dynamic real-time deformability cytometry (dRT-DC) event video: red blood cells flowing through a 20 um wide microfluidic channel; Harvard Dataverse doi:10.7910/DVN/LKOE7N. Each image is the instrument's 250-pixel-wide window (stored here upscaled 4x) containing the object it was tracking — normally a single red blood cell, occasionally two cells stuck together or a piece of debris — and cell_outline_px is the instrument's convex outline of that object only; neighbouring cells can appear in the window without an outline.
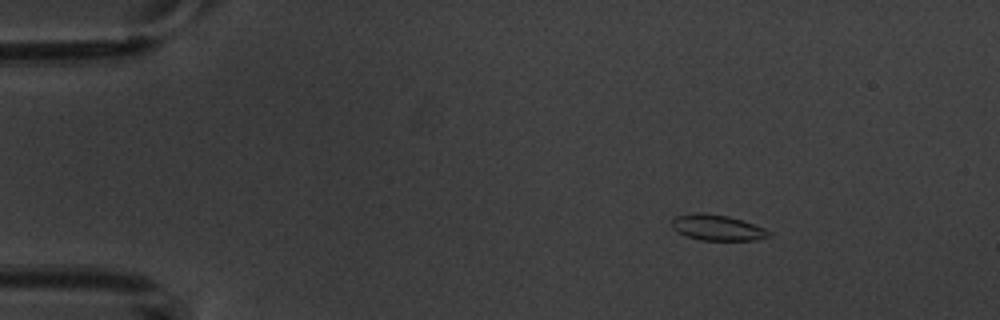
{"species": "common noctule bat (a hibernating species)", "species_latin": "Nyctalus noctula", "temperature_condition": "warm", "stored_images_in_passage": 3, "camera_frame_rate_fps": 3000, "um_per_image_px": 0.085, "animal": {"sex": "male", "body_mass_g": 20.1, "forearm_length_mm": 53.5}, "frame": {"image": 1, "passage_image": 1, "time_ms": 0.0, "image_size_px": [1000, 320], "cell_outline_px": [[772, 236], [756, 240], [700, 240], [688, 236], [672, 228], [672, 220], [676, 216], [696, 212], [704, 212], [728, 216], [764, 228], [772, 232]], "centroid_in_image_um": [60.99, 19.34], "position_along_channel_um": 24.0, "area_um2": 14.45}}